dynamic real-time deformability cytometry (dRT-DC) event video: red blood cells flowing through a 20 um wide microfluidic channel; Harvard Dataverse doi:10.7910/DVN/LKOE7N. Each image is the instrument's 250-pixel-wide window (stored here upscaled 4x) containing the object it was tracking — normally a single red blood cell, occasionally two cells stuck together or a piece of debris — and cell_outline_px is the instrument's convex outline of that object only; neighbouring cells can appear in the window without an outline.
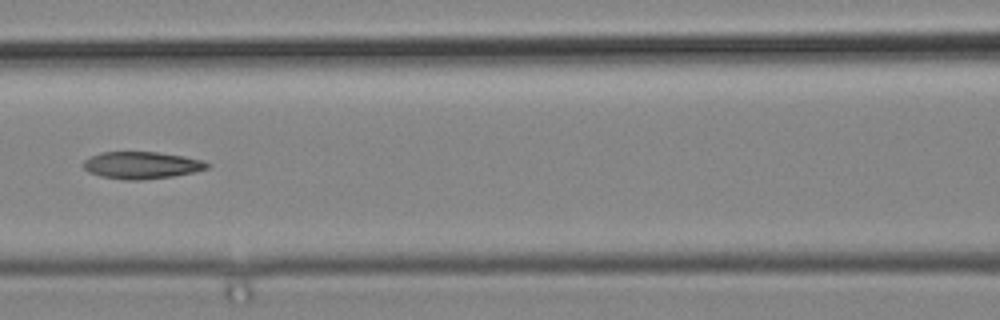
{"species": "common noctule bat (a hibernating species)", "species_latin": "Nyctalus noctula", "temperature_condition": "cold", "stored_images_in_passage": 37, "camera_frame_rate_fps": 3000, "um_per_image_px": 0.085, "animal": {"sex": "male", "body_mass_g": 19.2, "forearm_length_mm": 51.8}, "frame": {"image": 1, "passage_image": 11, "time_ms": 3.333, "image_size_px": [1000, 320], "cell_outline_px": [[212, 164], [208, 168], [192, 172], [172, 176], [140, 180], [124, 180], [100, 176], [88, 172], [84, 168], [84, 160], [100, 152], [156, 152], [184, 156], [204, 160]], "centroid_in_image_um": [12.05, 14.04], "position_along_channel_um": 154.5, "area_um2": 19.54}}